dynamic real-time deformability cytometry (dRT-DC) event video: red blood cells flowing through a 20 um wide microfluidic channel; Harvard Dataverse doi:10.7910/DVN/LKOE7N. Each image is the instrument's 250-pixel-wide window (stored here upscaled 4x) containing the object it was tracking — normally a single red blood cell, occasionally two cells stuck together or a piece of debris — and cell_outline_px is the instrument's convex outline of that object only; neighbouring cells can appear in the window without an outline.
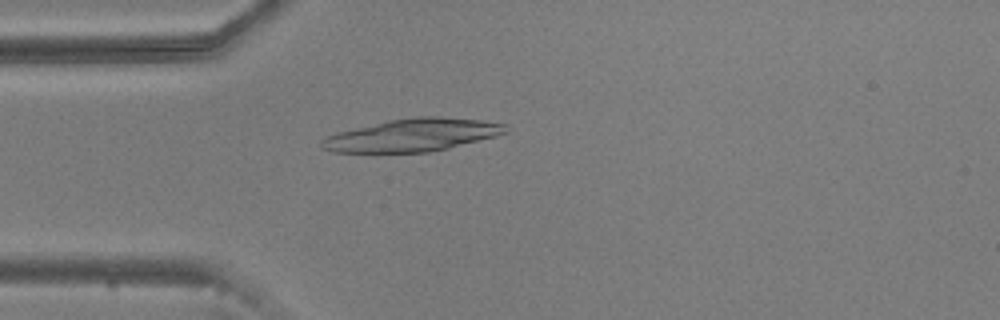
{"species": "common noctule bat (a hibernating species)", "species_latin": "Nyctalus noctula", "temperature_condition": "warm", "stored_images_in_passage": 44, "camera_frame_rate_fps": 3000, "um_per_image_px": 0.085, "animal": {"sex": "male", "body_mass_g": 20.5, "forearm_length_mm": 52.5}, "frame": {"image": 1, "passage_image": 4, "time_ms": 1.0, "image_size_px": [1000, 320], "cell_outline_px": [[508, 132], [496, 136], [448, 148], [428, 152], [332, 152], [320, 148], [320, 140], [336, 132], [388, 120], [416, 116], [436, 116], [480, 120], [508, 124]], "centroid_in_image_um": [35.05, 11.48], "position_along_channel_um": 49.9, "area_um2": 35.08}}
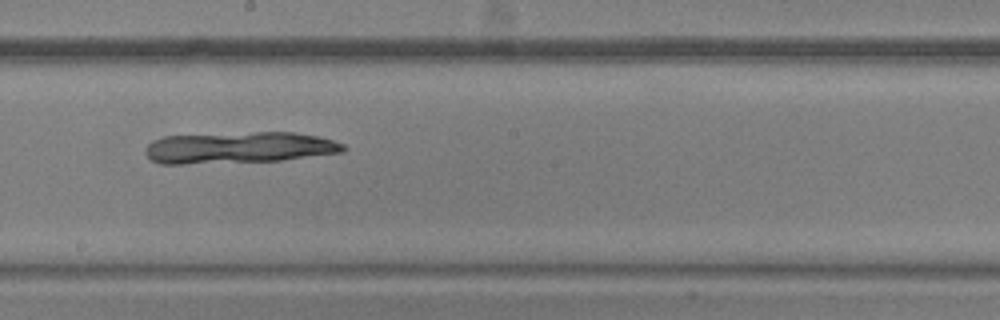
{"frame": {"image": 2, "passage_image": 19, "time_ms": 6.0, "image_size_px": [1000, 320], "cell_outline_px": [[348, 148], [344, 152], [280, 160], [184, 164], [160, 164], [152, 160], [144, 152], [148, 144], [152, 140], [164, 136], [256, 132], [296, 132], [320, 136], [344, 144]], "centroid_in_image_um": [20.33, 12.54], "position_along_channel_um": 227.9, "area_um2": 36.36}}
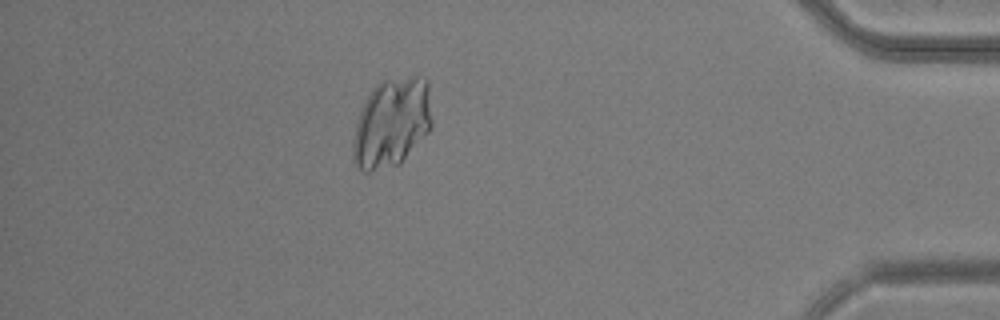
{"frame": {"image": 3, "passage_image": 37, "time_ms": 12.0, "image_size_px": [1000, 320], "cell_outline_px": [[432, 124], [428, 132], [400, 164], [368, 172], [360, 172], [352, 160], [352, 144], [356, 124], [364, 100], [372, 88], [380, 80], [408, 76], [416, 76], [428, 80], [432, 120]], "centroid_in_image_um": [33.28, 10.43], "position_along_channel_um": 401.9, "area_um2": 41.56}}